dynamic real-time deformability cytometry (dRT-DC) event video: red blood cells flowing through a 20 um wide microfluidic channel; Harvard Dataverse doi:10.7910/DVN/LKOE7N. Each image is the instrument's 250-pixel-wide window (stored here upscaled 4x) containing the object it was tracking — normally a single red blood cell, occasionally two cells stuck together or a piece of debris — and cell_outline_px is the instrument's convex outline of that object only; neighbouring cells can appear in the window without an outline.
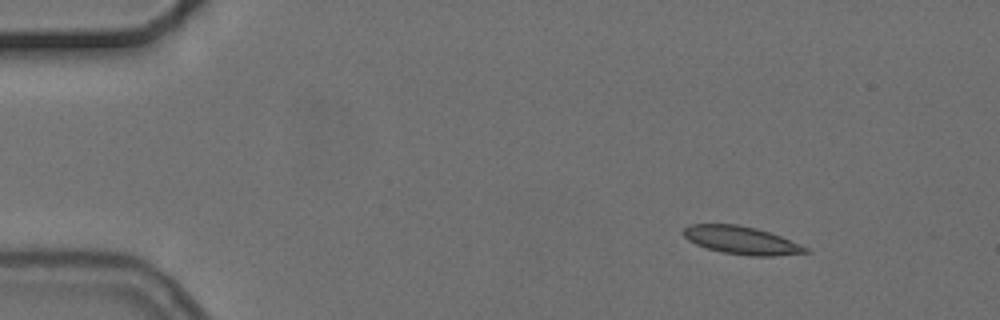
{"species": "common noctule bat (a hibernating species)", "species_latin": "Nyctalus noctula", "temperature_condition": "cold", "stored_images_in_passage": 5, "camera_frame_rate_fps": 3000, "um_per_image_px": 0.085, "animal": {"sex": "female", "body_mass_g": 24.6, "forearm_length_mm": 56.2}, "frame": {"image": 1, "passage_image": 2, "time_ms": 1.333, "image_size_px": [1000, 320], "cell_outline_px": [[812, 252], [772, 256], [748, 256], [724, 252], [708, 248], [696, 244], [688, 240], [684, 236], [684, 228], [688, 224], [736, 224], [756, 228], [780, 236], [800, 244], [808, 248]], "centroid_in_image_um": [63.03, 20.42], "position_along_channel_um": 22.0, "area_um2": 19.71}}